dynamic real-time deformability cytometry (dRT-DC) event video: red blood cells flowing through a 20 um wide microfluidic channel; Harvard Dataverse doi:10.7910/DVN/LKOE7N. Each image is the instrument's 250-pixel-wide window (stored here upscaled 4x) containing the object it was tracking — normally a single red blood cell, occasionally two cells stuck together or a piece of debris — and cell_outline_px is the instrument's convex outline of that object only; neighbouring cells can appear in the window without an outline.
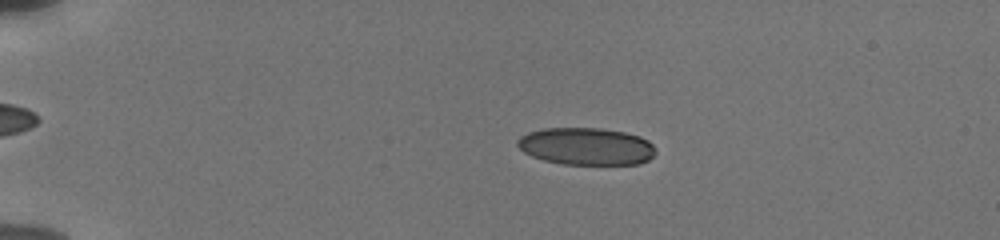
{"species": "human", "species_latin": "Homo sapiens", "temperature_condition": "cold", "stored_images_in_passage": 55, "camera_frame_rate_fps": 3000, "um_per_image_px": 0.085, "donor": {"sex": "male"}, "frame": {"image": 1, "passage_image": 13, "time_ms": 4.0, "image_size_px": [1000, 240], "cell_outline_px": [[656, 152], [648, 160], [640, 164], [564, 164], [544, 160], [532, 156], [524, 152], [516, 144], [516, 140], [520, 136], [528, 132], [544, 128], [600, 128], [624, 132], [640, 136], [648, 140], [656, 148]], "centroid_in_image_um": [49.83, 12.43], "position_along_channel_um": 35.2, "area_um2": 30.11}}
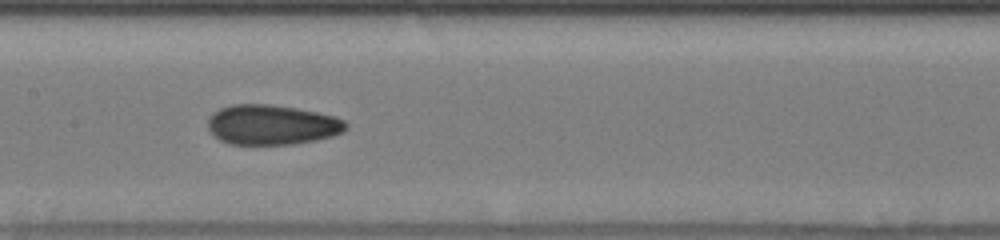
{"frame": {"image": 2, "passage_image": 30, "time_ms": 9.667, "image_size_px": [1000, 240], "cell_outline_px": [[348, 128], [344, 132], [332, 136], [316, 140], [292, 144], [228, 144], [220, 140], [208, 128], [208, 120], [212, 112], [220, 108], [232, 104], [268, 104], [296, 108], [336, 116], [344, 120], [348, 124]], "centroid_in_image_um": [23.13, 10.6], "position_along_channel_um": 184.3, "area_um2": 32.25}}
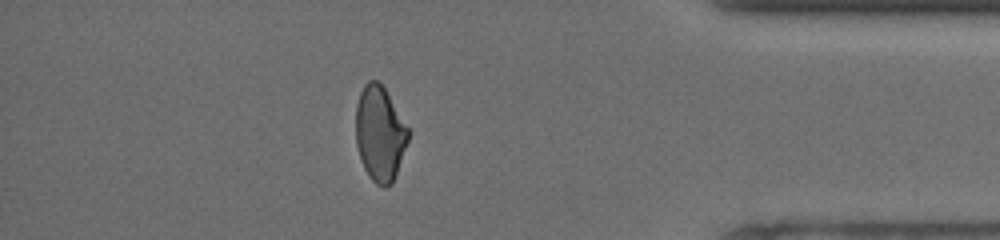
{"frame": {"image": 3, "passage_image": 49, "time_ms": 16.0, "image_size_px": [1000, 240], "cell_outline_px": [[408, 140], [392, 184], [384, 188], [376, 184], [368, 176], [364, 168], [356, 144], [356, 104], [360, 92], [364, 84], [368, 80], [380, 80], [408, 128]], "centroid_in_image_um": [32.26, 11.34], "position_along_channel_um": 402.9, "area_um2": 28.9}, "authors_computed_cell_mechanics": {"area_um2": 30.6918, "velocity_mm_per_s": 3.8605, "shape_relaxation_time_tau1_ms": null, "shape_relaxation_time_tau2_ms": 1.9282, "deformation_change_tau1": null, "deformation_change_tau2": 0.0727}}